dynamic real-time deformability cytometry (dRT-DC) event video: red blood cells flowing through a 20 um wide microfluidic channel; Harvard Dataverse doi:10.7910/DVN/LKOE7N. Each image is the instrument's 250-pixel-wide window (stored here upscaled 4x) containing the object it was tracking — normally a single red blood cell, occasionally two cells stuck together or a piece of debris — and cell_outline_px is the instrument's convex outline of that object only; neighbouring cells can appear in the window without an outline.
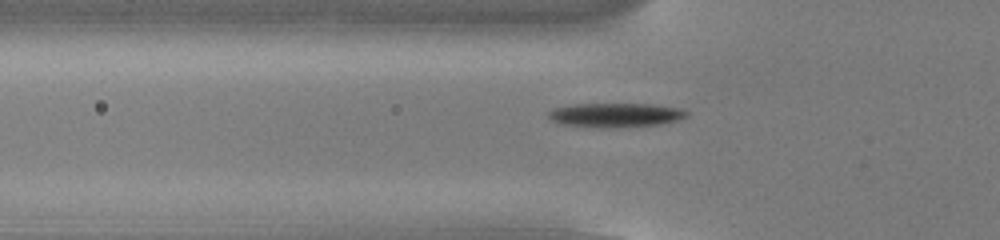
{"species": "common noctule bat (a hibernating species)", "species_latin": "Nyctalus noctula", "temperature_condition": "cold", "stored_images_in_passage": 43, "camera_frame_rate_fps": 3000, "um_per_image_px": 0.085, "animal": {"sex": "male", "body_mass_g": 13.0, "forearm_length_mm": 53.1}, "frame": {"image": 1, "passage_image": 7, "time_ms": 2.0, "image_size_px": [1000, 240], "cell_outline_px": [[688, 116], [676, 120], [660, 124], [604, 128], [600, 128], [560, 124], [552, 120], [548, 116], [548, 112], [552, 108], [576, 104], [652, 104], [680, 108], [688, 112]], "centroid_in_image_um": [52.29, 9.78], "position_along_channel_um": 73.5, "area_um2": 19.42}}
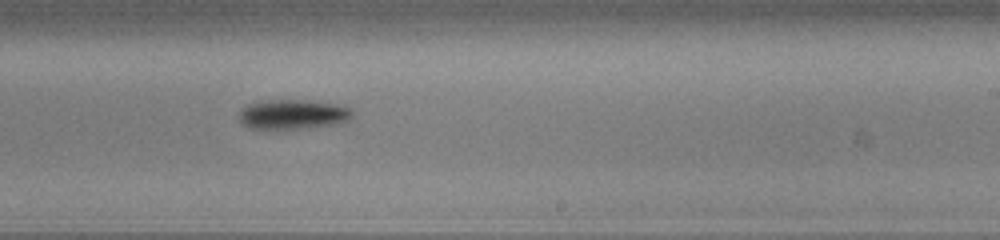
{"frame": {"image": 2, "passage_image": 22, "time_ms": 7.0, "image_size_px": [1000, 240], "cell_outline_px": [[356, 112], [348, 120], [336, 124], [296, 128], [248, 128], [240, 124], [236, 116], [248, 104], [260, 100], [316, 100], [336, 104], [352, 108]], "centroid_in_image_um": [24.89, 9.7], "position_along_channel_um": 264.1, "area_um2": 19.83}}
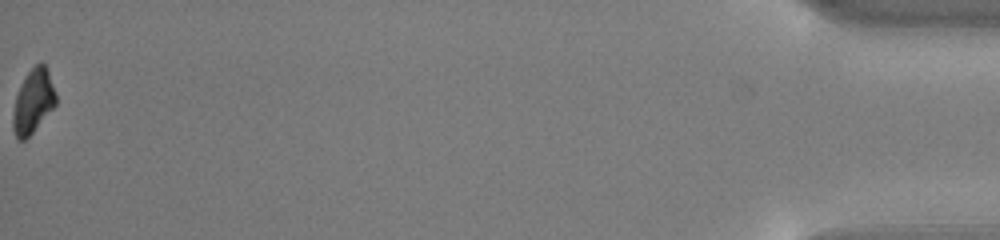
{"frame": {"image": 3, "passage_image": 43, "time_ms": 14.0, "image_size_px": [1000, 240], "cell_outline_px": [[56, 104], [32, 132], [24, 140], [20, 140], [16, 136], [12, 128], [12, 116], [16, 96], [28, 72], [36, 64], [44, 64], [48, 68], [56, 92]], "centroid_in_image_um": [2.83, 8.6], "position_along_channel_um": 432.4, "area_um2": 15.66}, "authors_computed_cell_mechanics": {"area_um2": 18.5538, "velocity_mm_per_s": 3.8212, "shape_relaxation_time_tau1_ms": 1.0737, "shape_relaxation_time_tau2_ms": null, "deformation_change_tau1": 0.149, "deformation_change_tau2": null}}